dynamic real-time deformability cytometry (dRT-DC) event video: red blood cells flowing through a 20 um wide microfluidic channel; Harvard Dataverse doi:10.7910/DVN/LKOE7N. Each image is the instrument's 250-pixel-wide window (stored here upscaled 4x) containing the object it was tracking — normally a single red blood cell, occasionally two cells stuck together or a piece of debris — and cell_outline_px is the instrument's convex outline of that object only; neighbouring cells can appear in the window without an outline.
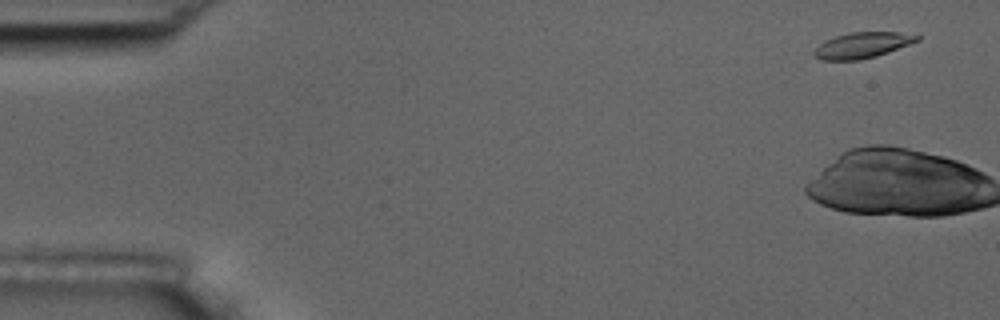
{"species": "common noctule bat (a hibernating species)", "species_latin": "Nyctalus noctula", "temperature_condition": "room temperature", "stored_images_in_passage": 6, "camera_frame_rate_fps": 3000, "um_per_image_px": 0.085, "animal": {"sex": "male", "body_mass_g": 17.5, "forearm_length_mm": 52.3}, "frame": {"image": 1, "passage_image": 1, "time_ms": 0.0, "image_size_px": [1000, 320], "cell_outline_px": [[920, 40], [888, 52], [876, 56], [860, 60], [820, 60], [812, 56], [812, 52], [824, 40], [836, 36], [852, 32], [900, 32], [920, 36]], "centroid_in_image_um": [73.26, 3.85], "position_along_channel_um": 11.7, "area_um2": 15.49}}